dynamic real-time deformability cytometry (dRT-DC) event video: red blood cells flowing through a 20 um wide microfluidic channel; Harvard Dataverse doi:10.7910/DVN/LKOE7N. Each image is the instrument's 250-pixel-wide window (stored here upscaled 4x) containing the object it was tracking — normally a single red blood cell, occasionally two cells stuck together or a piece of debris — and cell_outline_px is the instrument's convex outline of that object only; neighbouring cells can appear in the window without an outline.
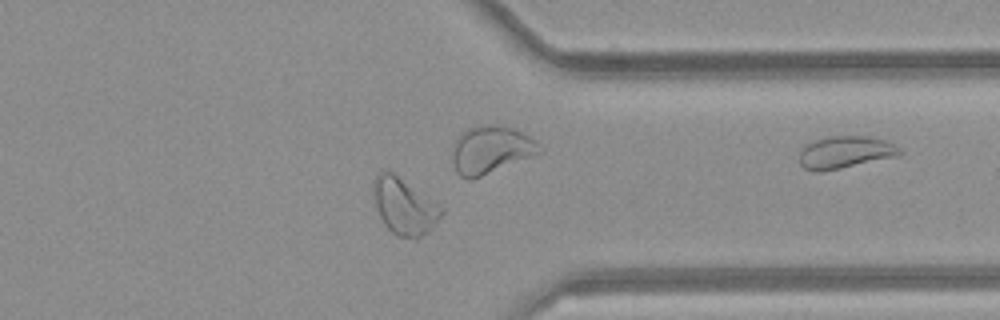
{"species": "common noctule bat (a hibernating species)", "species_latin": "Nyctalus noctula", "temperature_condition": "room temperature", "stored_images_in_passage": 44, "camera_frame_rate_fps": 3000, "um_per_image_px": 0.085, "animal": {"sex": "female", "body_mass_g": 21.9}, "frame": {"image": 1, "passage_image": 32, "time_ms": 10.333, "image_size_px": [1000, 320], "cell_outline_px": [[444, 212], [436, 224], [428, 232], [416, 240], [400, 236], [392, 232], [384, 224], [376, 208], [372, 188], [376, 176], [380, 172], [392, 172], [444, 208]], "centroid_in_image_um": [34.38, 17.58], "position_along_channel_um": 377.0, "area_um2": 22.08}, "authors_computed_cell_mechanics": {"area_um2": 22.7443, "velocity_mm_per_s": 4.083, "shape_relaxation_time_tau1_ms": null, "shape_relaxation_time_tau2_ms": 1.9173, "deformation_change_tau1": null, "deformation_change_tau2": 0.0812}}